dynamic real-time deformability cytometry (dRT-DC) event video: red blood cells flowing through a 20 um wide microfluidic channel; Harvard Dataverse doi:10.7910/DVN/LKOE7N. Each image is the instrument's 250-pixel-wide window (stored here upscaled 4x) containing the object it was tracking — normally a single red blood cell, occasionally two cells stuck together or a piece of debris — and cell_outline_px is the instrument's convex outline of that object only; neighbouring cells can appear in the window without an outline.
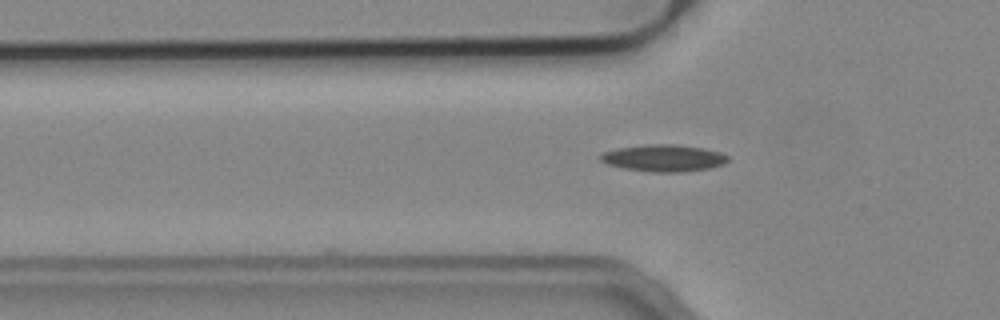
{"species": "common noctule bat (a hibernating species)", "species_latin": "Nyctalus noctula", "temperature_condition": "cold", "stored_images_in_passage": 35, "camera_frame_rate_fps": 3000, "um_per_image_px": 0.085, "animal": {"sex": "male", "body_mass_g": 19.2, "forearm_length_mm": 51.8}, "frame": {"image": 1, "passage_image": 4, "time_ms": 1.0, "image_size_px": [1000, 320], "cell_outline_px": [[728, 160], [724, 164], [712, 168], [684, 172], [652, 172], [624, 168], [608, 164], [600, 160], [600, 156], [604, 152], [616, 148], [648, 144], [676, 144], [704, 148], [720, 152], [728, 156]], "centroid_in_image_um": [56.45, 13.43], "position_along_channel_um": 69.4, "area_um2": 20.06}}
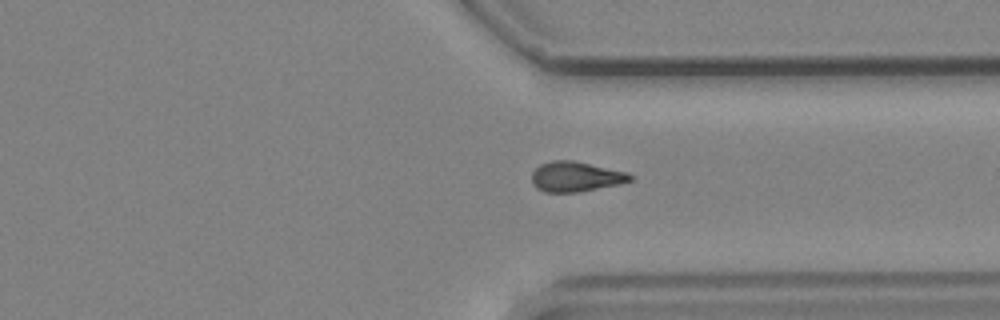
{"frame": {"image": 2, "passage_image": 27, "time_ms": 8.667, "image_size_px": [1000, 320], "cell_outline_px": [[632, 180], [620, 184], [580, 192], [544, 192], [536, 188], [532, 184], [532, 172], [540, 164], [552, 160], [572, 160], [628, 172], [632, 176]], "centroid_in_image_um": [48.92, 15.02], "position_along_channel_um": 362.5, "area_um2": 17.34}}
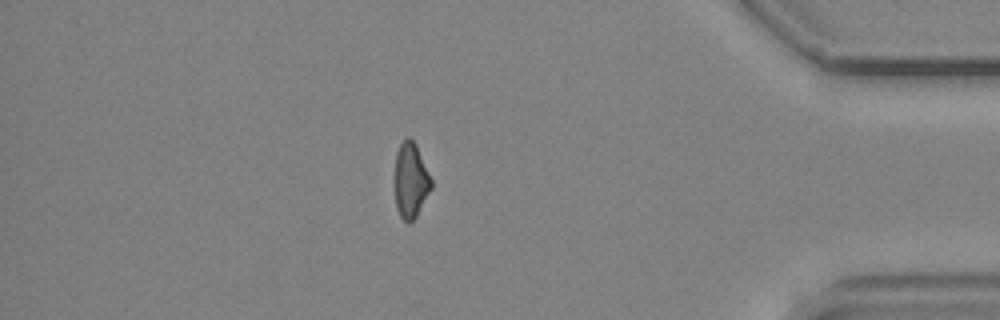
{"frame": {"image": 3, "passage_image": 33, "time_ms": 10.667, "image_size_px": [1000, 320], "cell_outline_px": [[432, 188], [416, 216], [408, 224], [400, 216], [396, 208], [396, 152], [400, 144], [408, 136], [416, 144], [432, 180]], "centroid_in_image_um": [34.93, 15.34], "position_along_channel_um": 400.3, "area_um2": 15.72}}